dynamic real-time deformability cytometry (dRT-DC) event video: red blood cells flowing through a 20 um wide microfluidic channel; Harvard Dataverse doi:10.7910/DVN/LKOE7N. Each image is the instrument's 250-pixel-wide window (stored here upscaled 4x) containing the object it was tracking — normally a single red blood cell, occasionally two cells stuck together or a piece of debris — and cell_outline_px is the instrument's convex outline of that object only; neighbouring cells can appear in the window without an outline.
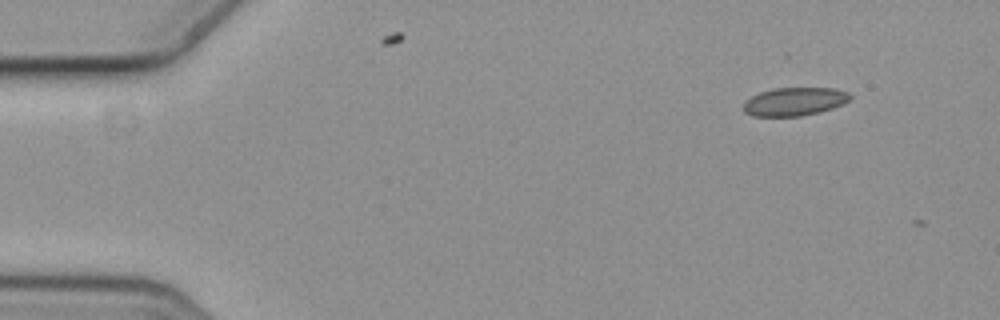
{"species": "common noctule bat (a hibernating species)", "species_latin": "Nyctalus noctula", "temperature_condition": "cold", "stored_images_in_passage": 2, "camera_frame_rate_fps": 3000, "um_per_image_px": 0.085, "animal": {"sex": "female", "body_mass_g": 19.3, "forearm_length_mm": 54.1}, "frame": {"image": 1, "passage_image": 1, "time_ms": 0.0, "image_size_px": [1000, 320], "cell_outline_px": [[852, 96], [844, 104], [820, 112], [800, 116], [752, 116], [744, 112], [744, 100], [760, 92], [772, 88], [836, 88], [848, 92]], "centroid_in_image_um": [67.53, 8.63], "position_along_channel_um": 17.5, "area_um2": 17.69}}